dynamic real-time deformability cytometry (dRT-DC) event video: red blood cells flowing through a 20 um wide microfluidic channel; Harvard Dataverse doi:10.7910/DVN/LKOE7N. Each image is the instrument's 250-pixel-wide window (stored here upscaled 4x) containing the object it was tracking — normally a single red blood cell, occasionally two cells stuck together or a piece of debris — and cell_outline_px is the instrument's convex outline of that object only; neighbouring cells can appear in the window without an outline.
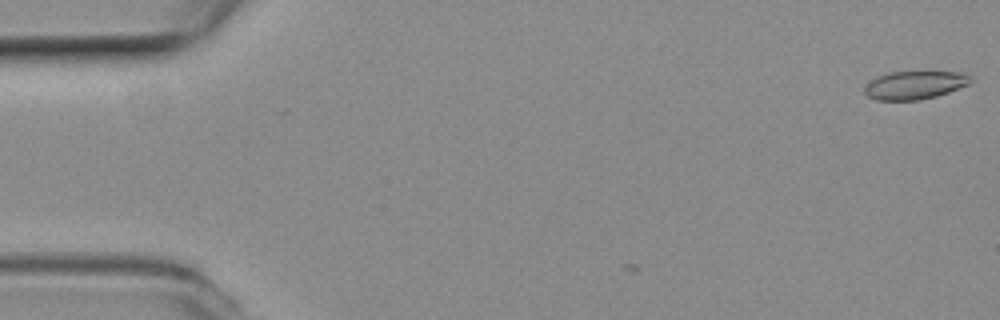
{"species": "common noctule bat (a hibernating species)", "species_latin": "Nyctalus noctula", "temperature_condition": "room temperature", "stored_images_in_passage": 8, "camera_frame_rate_fps": 3000, "um_per_image_px": 0.085, "animal": {"sex": "female", "body_mass_g": 19.3, "forearm_length_mm": 54.1}, "frame": {"image": 1, "passage_image": 1, "time_ms": 0.0, "image_size_px": [1000, 320], "cell_outline_px": [[972, 80], [968, 84], [948, 92], [936, 96], [920, 100], [876, 100], [868, 96], [864, 92], [864, 88], [876, 76], [888, 72], [964, 72], [972, 76]], "centroid_in_image_um": [77.75, 7.23], "position_along_channel_um": 7.2, "area_um2": 17.4}}